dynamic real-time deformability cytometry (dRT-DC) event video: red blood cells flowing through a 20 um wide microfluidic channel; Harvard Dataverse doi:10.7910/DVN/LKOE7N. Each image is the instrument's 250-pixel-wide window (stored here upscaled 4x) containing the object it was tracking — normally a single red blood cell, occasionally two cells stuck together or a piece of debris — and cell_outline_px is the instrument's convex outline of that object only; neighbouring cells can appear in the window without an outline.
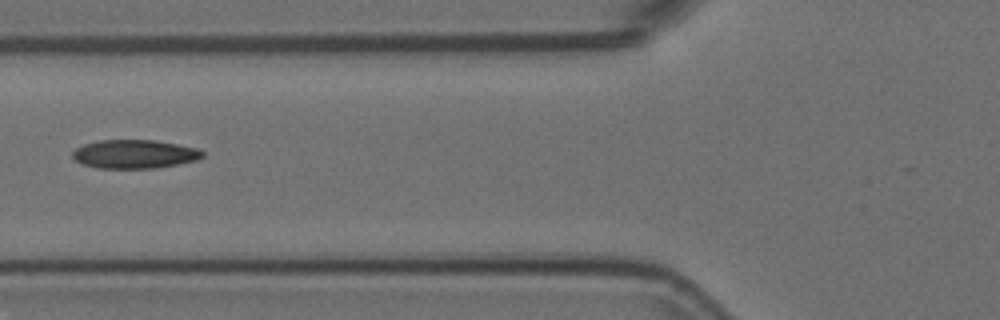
{"species": "Egyptian fruit bat (a non-hibernating species)", "species_latin": "Rousettus aegyptiacus", "temperature_condition": "room temperature", "stored_images_in_passage": 5, "camera_frame_rate_fps": 3000, "um_per_image_px": 0.085, "animal": {"sex": "female"}, "frame": {"image": 1, "passage_image": 5, "time_ms": 1.333, "image_size_px": [1000, 320], "cell_outline_px": [[204, 156], [196, 160], [156, 168], [96, 168], [84, 164], [76, 160], [72, 156], [72, 152], [76, 148], [84, 144], [100, 140], [156, 140], [196, 148], [204, 152]], "centroid_in_image_um": [11.42, 13.09], "position_along_channel_um": 114.4, "area_um2": 21.56}}